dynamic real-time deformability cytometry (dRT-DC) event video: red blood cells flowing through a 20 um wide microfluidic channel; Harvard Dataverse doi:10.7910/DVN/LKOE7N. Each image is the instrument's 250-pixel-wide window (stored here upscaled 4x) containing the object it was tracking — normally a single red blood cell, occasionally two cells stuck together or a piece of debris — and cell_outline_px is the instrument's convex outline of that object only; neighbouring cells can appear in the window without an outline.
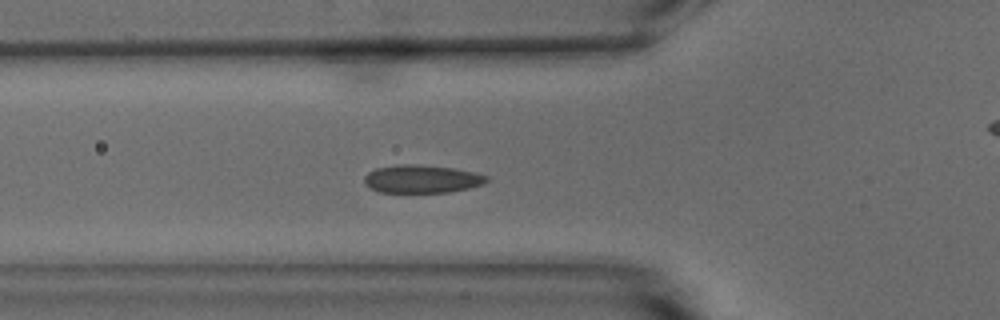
{"species": "common noctule bat (a hibernating species)", "species_latin": "Nyctalus noctula", "temperature_condition": "warm", "stored_images_in_passage": 39, "camera_frame_rate_fps": 3000, "um_per_image_px": 0.085, "animal": {"sex": "male", "body_mass_g": 15.6}, "frame": {"image": 1, "passage_image": 3, "time_ms": 0.667, "image_size_px": [1000, 320], "cell_outline_px": [[488, 180], [484, 184], [468, 188], [448, 192], [380, 192], [364, 184], [364, 176], [368, 172], [376, 168], [396, 164], [420, 164], [452, 168], [476, 172], [488, 176]], "centroid_in_image_um": [35.85, 15.2], "position_along_channel_um": 89.9, "area_um2": 20.06}}
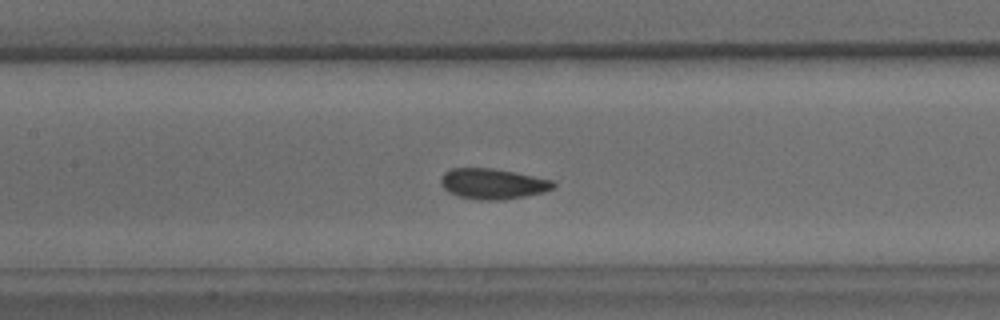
{"frame": {"image": 2, "passage_image": 9, "time_ms": 2.667, "image_size_px": [1000, 320], "cell_outline_px": [[556, 188], [544, 192], [524, 196], [500, 200], [480, 200], [460, 196], [448, 192], [440, 184], [440, 176], [444, 172], [452, 168], [492, 168], [516, 172], [552, 180], [556, 184]], "centroid_in_image_um": [41.88, 15.61], "position_along_channel_um": 165.5, "area_um2": 20.11}}
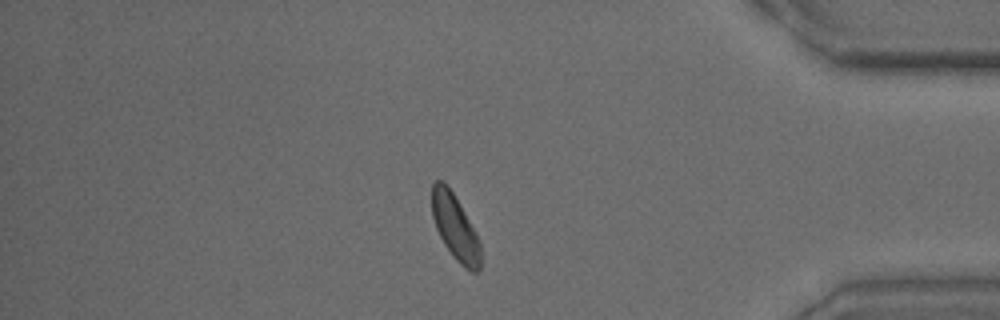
{"frame": {"image": 3, "passage_image": 30, "time_ms": 9.667, "image_size_px": [1000, 320], "cell_outline_px": [[480, 268], [476, 272], [472, 272], [460, 264], [452, 256], [444, 244], [436, 228], [432, 216], [432, 184], [436, 180], [444, 180], [452, 192], [476, 232], [480, 240]], "centroid_in_image_um": [38.68, 19.32], "position_along_channel_um": 396.5, "area_um2": 18.44}, "authors_computed_cell_mechanics": {"area_um2": 19.363, "velocity_mm_per_s": 3.7469, "shape_relaxation_time_tau1_ms": null, "shape_relaxation_time_tau2_ms": 4.9799, "deformation_change_tau1": null, "deformation_change_tau2": 0.0596}}